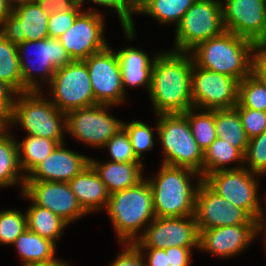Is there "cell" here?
I'll return each instance as SVG.
<instances>
[{
    "label": "cell",
    "instance_id": "bcb514c9",
    "mask_svg": "<svg viewBox=\"0 0 266 266\" xmlns=\"http://www.w3.org/2000/svg\"><path fill=\"white\" fill-rule=\"evenodd\" d=\"M141 252L143 249L148 250V260L145 266H169L165 249L159 248H138Z\"/></svg>",
    "mask_w": 266,
    "mask_h": 266
},
{
    "label": "cell",
    "instance_id": "ffe728a7",
    "mask_svg": "<svg viewBox=\"0 0 266 266\" xmlns=\"http://www.w3.org/2000/svg\"><path fill=\"white\" fill-rule=\"evenodd\" d=\"M257 224L215 227L199 231V247L222 257L244 250L257 235Z\"/></svg>",
    "mask_w": 266,
    "mask_h": 266
},
{
    "label": "cell",
    "instance_id": "277c9868",
    "mask_svg": "<svg viewBox=\"0 0 266 266\" xmlns=\"http://www.w3.org/2000/svg\"><path fill=\"white\" fill-rule=\"evenodd\" d=\"M106 209L121 242H135L136 232L155 218L152 188L148 180L143 179L134 187L110 194Z\"/></svg>",
    "mask_w": 266,
    "mask_h": 266
},
{
    "label": "cell",
    "instance_id": "5bb4252c",
    "mask_svg": "<svg viewBox=\"0 0 266 266\" xmlns=\"http://www.w3.org/2000/svg\"><path fill=\"white\" fill-rule=\"evenodd\" d=\"M108 105L96 104L66 113V130L77 139L103 147L122 128L123 123L108 115Z\"/></svg>",
    "mask_w": 266,
    "mask_h": 266
},
{
    "label": "cell",
    "instance_id": "603a6c76",
    "mask_svg": "<svg viewBox=\"0 0 266 266\" xmlns=\"http://www.w3.org/2000/svg\"><path fill=\"white\" fill-rule=\"evenodd\" d=\"M90 164L98 173L109 194L136 186L142 177L141 162H107L105 164L92 160Z\"/></svg>",
    "mask_w": 266,
    "mask_h": 266
},
{
    "label": "cell",
    "instance_id": "681fc988",
    "mask_svg": "<svg viewBox=\"0 0 266 266\" xmlns=\"http://www.w3.org/2000/svg\"><path fill=\"white\" fill-rule=\"evenodd\" d=\"M23 266H68L63 261H59L58 259L47 262V263H39V264H30V265H23Z\"/></svg>",
    "mask_w": 266,
    "mask_h": 266
},
{
    "label": "cell",
    "instance_id": "83f0119b",
    "mask_svg": "<svg viewBox=\"0 0 266 266\" xmlns=\"http://www.w3.org/2000/svg\"><path fill=\"white\" fill-rule=\"evenodd\" d=\"M196 0H138L137 13H146L161 23L178 25L186 11Z\"/></svg>",
    "mask_w": 266,
    "mask_h": 266
},
{
    "label": "cell",
    "instance_id": "d6a6232c",
    "mask_svg": "<svg viewBox=\"0 0 266 266\" xmlns=\"http://www.w3.org/2000/svg\"><path fill=\"white\" fill-rule=\"evenodd\" d=\"M193 110L194 108H190L183 114L187 117L190 123V129L194 139L204 152V150H206L217 138L215 132L214 110H207L206 112H201L197 115L193 114Z\"/></svg>",
    "mask_w": 266,
    "mask_h": 266
},
{
    "label": "cell",
    "instance_id": "7dc6e473",
    "mask_svg": "<svg viewBox=\"0 0 266 266\" xmlns=\"http://www.w3.org/2000/svg\"><path fill=\"white\" fill-rule=\"evenodd\" d=\"M12 8L6 0H0V24L11 13Z\"/></svg>",
    "mask_w": 266,
    "mask_h": 266
},
{
    "label": "cell",
    "instance_id": "ac0fdd59",
    "mask_svg": "<svg viewBox=\"0 0 266 266\" xmlns=\"http://www.w3.org/2000/svg\"><path fill=\"white\" fill-rule=\"evenodd\" d=\"M98 12H81L73 25L58 39L72 61H84L90 55L104 50V23Z\"/></svg>",
    "mask_w": 266,
    "mask_h": 266
},
{
    "label": "cell",
    "instance_id": "f546056e",
    "mask_svg": "<svg viewBox=\"0 0 266 266\" xmlns=\"http://www.w3.org/2000/svg\"><path fill=\"white\" fill-rule=\"evenodd\" d=\"M26 217L28 230L54 243L60 237L63 227L68 224L52 211L34 203L28 208Z\"/></svg>",
    "mask_w": 266,
    "mask_h": 266
},
{
    "label": "cell",
    "instance_id": "d6986e66",
    "mask_svg": "<svg viewBox=\"0 0 266 266\" xmlns=\"http://www.w3.org/2000/svg\"><path fill=\"white\" fill-rule=\"evenodd\" d=\"M22 191L35 205L52 211L68 224L87 214L78 203L68 182L25 181Z\"/></svg>",
    "mask_w": 266,
    "mask_h": 266
},
{
    "label": "cell",
    "instance_id": "f907efd6",
    "mask_svg": "<svg viewBox=\"0 0 266 266\" xmlns=\"http://www.w3.org/2000/svg\"><path fill=\"white\" fill-rule=\"evenodd\" d=\"M8 115L0 108V129L7 128Z\"/></svg>",
    "mask_w": 266,
    "mask_h": 266
},
{
    "label": "cell",
    "instance_id": "cb8c5ba5",
    "mask_svg": "<svg viewBox=\"0 0 266 266\" xmlns=\"http://www.w3.org/2000/svg\"><path fill=\"white\" fill-rule=\"evenodd\" d=\"M116 53L119 59L123 88L126 85L135 87L145 84L149 91L154 60L150 62L145 52L133 47L122 49Z\"/></svg>",
    "mask_w": 266,
    "mask_h": 266
},
{
    "label": "cell",
    "instance_id": "3957f363",
    "mask_svg": "<svg viewBox=\"0 0 266 266\" xmlns=\"http://www.w3.org/2000/svg\"><path fill=\"white\" fill-rule=\"evenodd\" d=\"M189 175L202 178L192 169L162 164L156 179L148 180L155 217H188L195 214L198 187L191 188Z\"/></svg>",
    "mask_w": 266,
    "mask_h": 266
},
{
    "label": "cell",
    "instance_id": "4fadbf2b",
    "mask_svg": "<svg viewBox=\"0 0 266 266\" xmlns=\"http://www.w3.org/2000/svg\"><path fill=\"white\" fill-rule=\"evenodd\" d=\"M195 219L198 231L240 224H257L243 209L213 191L199 179L195 200Z\"/></svg>",
    "mask_w": 266,
    "mask_h": 266
},
{
    "label": "cell",
    "instance_id": "b9f144b4",
    "mask_svg": "<svg viewBox=\"0 0 266 266\" xmlns=\"http://www.w3.org/2000/svg\"><path fill=\"white\" fill-rule=\"evenodd\" d=\"M111 266H145L141 251L133 244H128Z\"/></svg>",
    "mask_w": 266,
    "mask_h": 266
},
{
    "label": "cell",
    "instance_id": "f35d334b",
    "mask_svg": "<svg viewBox=\"0 0 266 266\" xmlns=\"http://www.w3.org/2000/svg\"><path fill=\"white\" fill-rule=\"evenodd\" d=\"M249 162V171L254 174L266 173V131L249 139L244 161Z\"/></svg>",
    "mask_w": 266,
    "mask_h": 266
},
{
    "label": "cell",
    "instance_id": "6da1fadb",
    "mask_svg": "<svg viewBox=\"0 0 266 266\" xmlns=\"http://www.w3.org/2000/svg\"><path fill=\"white\" fill-rule=\"evenodd\" d=\"M192 57L186 52H168L154 57L150 97L157 114L185 113L193 108Z\"/></svg>",
    "mask_w": 266,
    "mask_h": 266
},
{
    "label": "cell",
    "instance_id": "7402d4cb",
    "mask_svg": "<svg viewBox=\"0 0 266 266\" xmlns=\"http://www.w3.org/2000/svg\"><path fill=\"white\" fill-rule=\"evenodd\" d=\"M78 203L86 213L107 207L110 194L91 164L68 182Z\"/></svg>",
    "mask_w": 266,
    "mask_h": 266
},
{
    "label": "cell",
    "instance_id": "9a60e30c",
    "mask_svg": "<svg viewBox=\"0 0 266 266\" xmlns=\"http://www.w3.org/2000/svg\"><path fill=\"white\" fill-rule=\"evenodd\" d=\"M89 71L97 104L113 105L124 101L121 69L116 52L107 46L84 60Z\"/></svg>",
    "mask_w": 266,
    "mask_h": 266
},
{
    "label": "cell",
    "instance_id": "816d5d0a",
    "mask_svg": "<svg viewBox=\"0 0 266 266\" xmlns=\"http://www.w3.org/2000/svg\"><path fill=\"white\" fill-rule=\"evenodd\" d=\"M32 0H6V2L12 7L15 6V4L17 3V5L22 4V3H26Z\"/></svg>",
    "mask_w": 266,
    "mask_h": 266
},
{
    "label": "cell",
    "instance_id": "e0dca14e",
    "mask_svg": "<svg viewBox=\"0 0 266 266\" xmlns=\"http://www.w3.org/2000/svg\"><path fill=\"white\" fill-rule=\"evenodd\" d=\"M16 46L20 61V70L22 73L23 93L40 90V87L37 86L38 82L32 75V70H36L37 68L33 69L30 67L31 63L29 62V64H27L24 61V57L21 55L22 52H26L27 48L34 46L36 54L35 57L39 64L38 72L41 74L43 73V80L49 78L48 80L51 81L57 68L64 67L72 62V59L70 58L66 49L57 38L48 37L42 40L25 41L17 44Z\"/></svg>",
    "mask_w": 266,
    "mask_h": 266
},
{
    "label": "cell",
    "instance_id": "4316f807",
    "mask_svg": "<svg viewBox=\"0 0 266 266\" xmlns=\"http://www.w3.org/2000/svg\"><path fill=\"white\" fill-rule=\"evenodd\" d=\"M234 160L243 163L244 154L238 148L231 145V143L217 137L203 152L202 179L207 174L216 171L239 168V166L236 168L225 167V164Z\"/></svg>",
    "mask_w": 266,
    "mask_h": 266
},
{
    "label": "cell",
    "instance_id": "8992f818",
    "mask_svg": "<svg viewBox=\"0 0 266 266\" xmlns=\"http://www.w3.org/2000/svg\"><path fill=\"white\" fill-rule=\"evenodd\" d=\"M157 133L165 150L162 164L192 169L202 177L203 150L183 113L158 114Z\"/></svg>",
    "mask_w": 266,
    "mask_h": 266
},
{
    "label": "cell",
    "instance_id": "60d3db41",
    "mask_svg": "<svg viewBox=\"0 0 266 266\" xmlns=\"http://www.w3.org/2000/svg\"><path fill=\"white\" fill-rule=\"evenodd\" d=\"M234 108L239 113L243 128L249 139L266 131V112L244 108L239 103Z\"/></svg>",
    "mask_w": 266,
    "mask_h": 266
},
{
    "label": "cell",
    "instance_id": "4dcf8cb0",
    "mask_svg": "<svg viewBox=\"0 0 266 266\" xmlns=\"http://www.w3.org/2000/svg\"><path fill=\"white\" fill-rule=\"evenodd\" d=\"M59 144L56 140L28 135L22 143H17L21 170L25 169L24 172L27 171L29 174Z\"/></svg>",
    "mask_w": 266,
    "mask_h": 266
},
{
    "label": "cell",
    "instance_id": "8d00e7d4",
    "mask_svg": "<svg viewBox=\"0 0 266 266\" xmlns=\"http://www.w3.org/2000/svg\"><path fill=\"white\" fill-rule=\"evenodd\" d=\"M123 129L129 136L133 152L141 160V153L147 149L151 151L153 145V133L148 125L141 121H132L129 124L123 123Z\"/></svg>",
    "mask_w": 266,
    "mask_h": 266
},
{
    "label": "cell",
    "instance_id": "1f68e13d",
    "mask_svg": "<svg viewBox=\"0 0 266 266\" xmlns=\"http://www.w3.org/2000/svg\"><path fill=\"white\" fill-rule=\"evenodd\" d=\"M0 80L23 93V80L16 44L0 33Z\"/></svg>",
    "mask_w": 266,
    "mask_h": 266
},
{
    "label": "cell",
    "instance_id": "74e56055",
    "mask_svg": "<svg viewBox=\"0 0 266 266\" xmlns=\"http://www.w3.org/2000/svg\"><path fill=\"white\" fill-rule=\"evenodd\" d=\"M78 6L81 7V4L85 0H74ZM101 6L115 8L118 16L121 20V24L127 37L131 40L134 37V24L132 21L131 13H136L138 0H90Z\"/></svg>",
    "mask_w": 266,
    "mask_h": 266
},
{
    "label": "cell",
    "instance_id": "9c48e42d",
    "mask_svg": "<svg viewBox=\"0 0 266 266\" xmlns=\"http://www.w3.org/2000/svg\"><path fill=\"white\" fill-rule=\"evenodd\" d=\"M50 83L54 98L51 101L59 111L67 113L97 104L84 61H72L57 68Z\"/></svg>",
    "mask_w": 266,
    "mask_h": 266
},
{
    "label": "cell",
    "instance_id": "ab89813d",
    "mask_svg": "<svg viewBox=\"0 0 266 266\" xmlns=\"http://www.w3.org/2000/svg\"><path fill=\"white\" fill-rule=\"evenodd\" d=\"M103 147L109 148L112 156L111 162H140L134 154L129 136L123 128L113 135Z\"/></svg>",
    "mask_w": 266,
    "mask_h": 266
},
{
    "label": "cell",
    "instance_id": "2e32d148",
    "mask_svg": "<svg viewBox=\"0 0 266 266\" xmlns=\"http://www.w3.org/2000/svg\"><path fill=\"white\" fill-rule=\"evenodd\" d=\"M51 6L29 1L12 7L0 24L1 34L10 42L42 40L49 37L48 21Z\"/></svg>",
    "mask_w": 266,
    "mask_h": 266
},
{
    "label": "cell",
    "instance_id": "7a4b0ae2",
    "mask_svg": "<svg viewBox=\"0 0 266 266\" xmlns=\"http://www.w3.org/2000/svg\"><path fill=\"white\" fill-rule=\"evenodd\" d=\"M258 49L252 41L224 31L196 45L192 49V60L200 68L231 76L240 82L251 74L254 57L251 52L256 53Z\"/></svg>",
    "mask_w": 266,
    "mask_h": 266
},
{
    "label": "cell",
    "instance_id": "e575fe53",
    "mask_svg": "<svg viewBox=\"0 0 266 266\" xmlns=\"http://www.w3.org/2000/svg\"><path fill=\"white\" fill-rule=\"evenodd\" d=\"M238 103L244 108L266 112V87L250 74L238 84Z\"/></svg>",
    "mask_w": 266,
    "mask_h": 266
},
{
    "label": "cell",
    "instance_id": "52a82bcc",
    "mask_svg": "<svg viewBox=\"0 0 266 266\" xmlns=\"http://www.w3.org/2000/svg\"><path fill=\"white\" fill-rule=\"evenodd\" d=\"M224 31L222 2L196 0L177 25L175 51L189 54L199 43L217 37Z\"/></svg>",
    "mask_w": 266,
    "mask_h": 266
},
{
    "label": "cell",
    "instance_id": "f1b7e54d",
    "mask_svg": "<svg viewBox=\"0 0 266 266\" xmlns=\"http://www.w3.org/2000/svg\"><path fill=\"white\" fill-rule=\"evenodd\" d=\"M5 129H0V186L13 185L20 180L22 187H24L26 176H17L19 175L17 173L20 171L19 168L21 169L17 142Z\"/></svg>",
    "mask_w": 266,
    "mask_h": 266
},
{
    "label": "cell",
    "instance_id": "44dd1931",
    "mask_svg": "<svg viewBox=\"0 0 266 266\" xmlns=\"http://www.w3.org/2000/svg\"><path fill=\"white\" fill-rule=\"evenodd\" d=\"M63 143L40 162L25 181L69 182L90 164V158L67 150Z\"/></svg>",
    "mask_w": 266,
    "mask_h": 266
},
{
    "label": "cell",
    "instance_id": "ee69618b",
    "mask_svg": "<svg viewBox=\"0 0 266 266\" xmlns=\"http://www.w3.org/2000/svg\"><path fill=\"white\" fill-rule=\"evenodd\" d=\"M251 74L266 87V48H259L254 54Z\"/></svg>",
    "mask_w": 266,
    "mask_h": 266
},
{
    "label": "cell",
    "instance_id": "8fae6325",
    "mask_svg": "<svg viewBox=\"0 0 266 266\" xmlns=\"http://www.w3.org/2000/svg\"><path fill=\"white\" fill-rule=\"evenodd\" d=\"M137 237L133 242L137 248L199 247V231L194 215L155 217L147 230Z\"/></svg>",
    "mask_w": 266,
    "mask_h": 266
},
{
    "label": "cell",
    "instance_id": "c3c4849f",
    "mask_svg": "<svg viewBox=\"0 0 266 266\" xmlns=\"http://www.w3.org/2000/svg\"><path fill=\"white\" fill-rule=\"evenodd\" d=\"M32 1L54 7L57 5L65 4L71 0H32Z\"/></svg>",
    "mask_w": 266,
    "mask_h": 266
},
{
    "label": "cell",
    "instance_id": "836d02e7",
    "mask_svg": "<svg viewBox=\"0 0 266 266\" xmlns=\"http://www.w3.org/2000/svg\"><path fill=\"white\" fill-rule=\"evenodd\" d=\"M82 8L74 0L51 7L48 21L49 37L59 38L74 23Z\"/></svg>",
    "mask_w": 266,
    "mask_h": 266
},
{
    "label": "cell",
    "instance_id": "5b68a950",
    "mask_svg": "<svg viewBox=\"0 0 266 266\" xmlns=\"http://www.w3.org/2000/svg\"><path fill=\"white\" fill-rule=\"evenodd\" d=\"M39 93V91L17 93L21 96L14 102L8 115V124L19 123L29 135L56 140L61 144L62 129L66 128V113L59 111L51 101L41 98L42 95Z\"/></svg>",
    "mask_w": 266,
    "mask_h": 266
},
{
    "label": "cell",
    "instance_id": "d4e9b609",
    "mask_svg": "<svg viewBox=\"0 0 266 266\" xmlns=\"http://www.w3.org/2000/svg\"><path fill=\"white\" fill-rule=\"evenodd\" d=\"M23 265L47 263L55 260V245L51 240L45 239L37 233L26 229L15 242Z\"/></svg>",
    "mask_w": 266,
    "mask_h": 266
},
{
    "label": "cell",
    "instance_id": "30bf717a",
    "mask_svg": "<svg viewBox=\"0 0 266 266\" xmlns=\"http://www.w3.org/2000/svg\"><path fill=\"white\" fill-rule=\"evenodd\" d=\"M238 84L239 82L231 76L200 68L193 63V108L202 107L205 111L234 108L238 103Z\"/></svg>",
    "mask_w": 266,
    "mask_h": 266
},
{
    "label": "cell",
    "instance_id": "484cf974",
    "mask_svg": "<svg viewBox=\"0 0 266 266\" xmlns=\"http://www.w3.org/2000/svg\"><path fill=\"white\" fill-rule=\"evenodd\" d=\"M216 136L231 143L243 154L249 138L243 128L238 111L235 108L214 110Z\"/></svg>",
    "mask_w": 266,
    "mask_h": 266
},
{
    "label": "cell",
    "instance_id": "ba28073f",
    "mask_svg": "<svg viewBox=\"0 0 266 266\" xmlns=\"http://www.w3.org/2000/svg\"><path fill=\"white\" fill-rule=\"evenodd\" d=\"M254 173L246 168L226 169L207 174L203 181L217 194L235 206L243 209L257 220V232L263 230V211L257 197V183Z\"/></svg>",
    "mask_w": 266,
    "mask_h": 266
},
{
    "label": "cell",
    "instance_id": "7c38bea8",
    "mask_svg": "<svg viewBox=\"0 0 266 266\" xmlns=\"http://www.w3.org/2000/svg\"><path fill=\"white\" fill-rule=\"evenodd\" d=\"M223 3L225 31L252 41L258 48H266V0H226V4Z\"/></svg>",
    "mask_w": 266,
    "mask_h": 266
},
{
    "label": "cell",
    "instance_id": "7bdbcfd3",
    "mask_svg": "<svg viewBox=\"0 0 266 266\" xmlns=\"http://www.w3.org/2000/svg\"><path fill=\"white\" fill-rule=\"evenodd\" d=\"M191 247L172 246L165 249L169 266H188Z\"/></svg>",
    "mask_w": 266,
    "mask_h": 266
},
{
    "label": "cell",
    "instance_id": "d590c367",
    "mask_svg": "<svg viewBox=\"0 0 266 266\" xmlns=\"http://www.w3.org/2000/svg\"><path fill=\"white\" fill-rule=\"evenodd\" d=\"M27 229L26 213L17 210L0 211V243L13 244Z\"/></svg>",
    "mask_w": 266,
    "mask_h": 266
},
{
    "label": "cell",
    "instance_id": "f6af8a7d",
    "mask_svg": "<svg viewBox=\"0 0 266 266\" xmlns=\"http://www.w3.org/2000/svg\"><path fill=\"white\" fill-rule=\"evenodd\" d=\"M12 94L17 92L7 83L0 80V108L9 115L13 108L15 100H12Z\"/></svg>",
    "mask_w": 266,
    "mask_h": 266
}]
</instances>
